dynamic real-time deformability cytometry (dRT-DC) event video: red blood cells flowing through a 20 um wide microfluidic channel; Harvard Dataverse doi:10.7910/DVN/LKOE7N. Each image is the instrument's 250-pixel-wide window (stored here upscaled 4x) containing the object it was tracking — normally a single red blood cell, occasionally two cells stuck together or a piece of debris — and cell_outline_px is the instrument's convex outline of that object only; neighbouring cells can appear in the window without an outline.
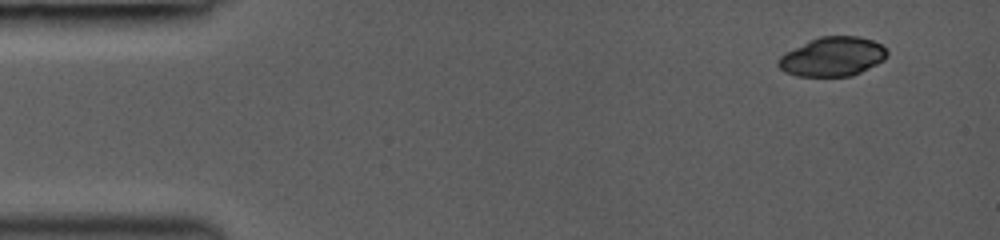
{"species": "common noctule bat (a hibernating species)", "species_latin": "Nyctalus noctula", "temperature_condition": "room temperature", "stored_images_in_passage": 43, "camera_frame_rate_fps": 3000, "um_per_image_px": 0.085, "animal": {"sex": "female", "body_mass_g": 19.0, "forearm_length_mm": 53.3}, "frame": {"image": 1, "passage_image": 1, "time_ms": 0.0, "image_size_px": [1000, 240], "cell_outline_px": [[888, 56], [884, 60], [852, 76], [796, 76], [784, 72], [776, 64], [776, 60], [784, 52], [820, 36], [860, 36], [872, 40], [880, 44], [888, 52]], "centroid_in_image_um": [70.74, 4.82], "position_along_channel_um": 14.3, "area_um2": 24.91}}
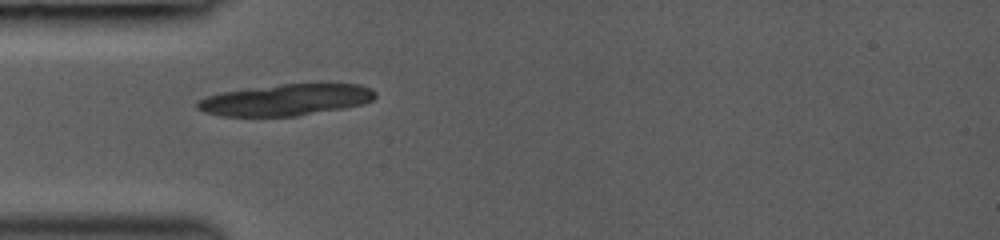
{"frame": {"image": 2, "passage_image": 12, "time_ms": 3.667, "image_size_px": [1000, 240], "cell_outline_px": [[376, 96], [372, 100], [364, 104], [296, 116], [220, 116], [204, 112], [196, 108], [196, 100], [204, 96], [220, 92], [280, 84], [360, 84], [372, 88], [376, 92]], "centroid_in_image_um": [24.25, 8.48], "position_along_channel_um": 60.7, "area_um2": 32.71}}